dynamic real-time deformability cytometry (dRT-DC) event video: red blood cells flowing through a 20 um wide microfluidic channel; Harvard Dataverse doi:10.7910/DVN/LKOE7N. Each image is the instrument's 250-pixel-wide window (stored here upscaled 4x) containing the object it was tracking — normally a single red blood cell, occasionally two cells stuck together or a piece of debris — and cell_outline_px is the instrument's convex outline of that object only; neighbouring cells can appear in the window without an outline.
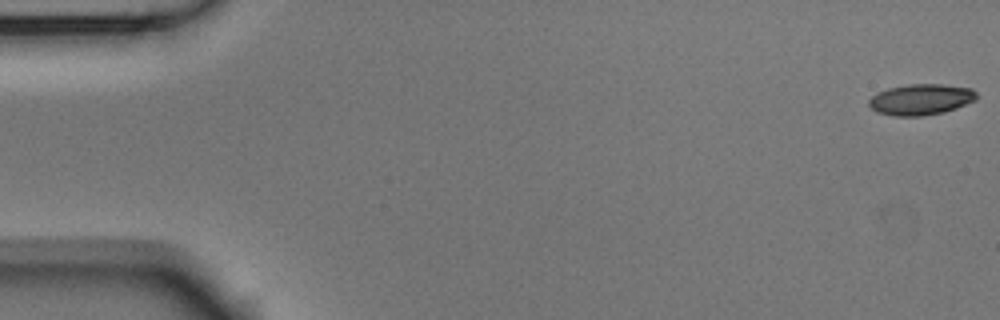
{"species": "Egyptian fruit bat (a non-hibernating species)", "species_latin": "Rousettus aegyptiacus", "temperature_condition": "room temperature", "stored_images_in_passage": 54, "camera_frame_rate_fps": 3000, "um_per_image_px": 0.085, "animal": {"sex": "male"}, "frame": {"image": 1, "passage_image": 1, "time_ms": 0.0, "image_size_px": [1000, 320], "cell_outline_px": [[976, 100], [956, 108], [944, 112], [920, 116], [892, 116], [876, 112], [868, 104], [868, 100], [876, 92], [888, 88], [908, 84], [944, 84], [972, 88], [976, 92]], "centroid_in_image_um": [78.25, 8.45], "position_along_channel_um": 6.7, "area_um2": 19.59}}
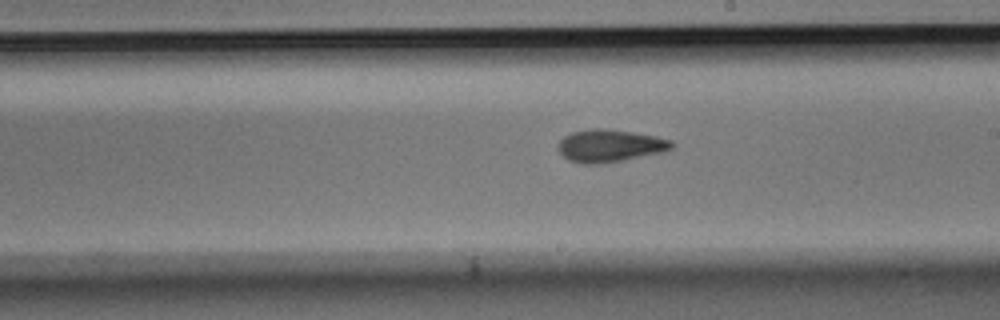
{"frame": {"image": 2, "passage_image": 31, "time_ms": 10.0, "image_size_px": [1000, 320], "cell_outline_px": [[676, 144], [672, 148], [664, 152], [624, 160], [600, 164], [584, 164], [568, 160], [556, 148], [556, 144], [564, 136], [572, 132], [592, 128], [604, 128], [632, 132], [656, 136], [672, 140]], "centroid_in_image_um": [51.84, 12.39], "position_along_channel_um": 237.2, "area_um2": 21.79}}
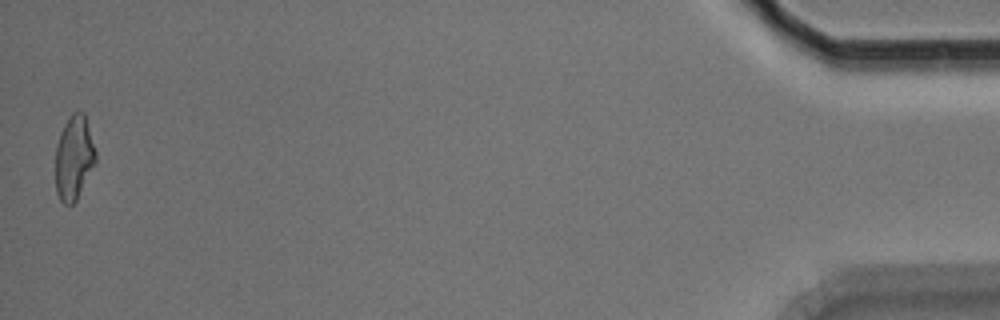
{"frame": {"image": 3, "passage_image": 54, "time_ms": 17.667, "image_size_px": [1000, 320], "cell_outline_px": [[96, 160], [76, 200], [72, 204], [64, 204], [60, 200], [56, 192], [56, 144], [60, 132], [64, 124], [72, 112], [84, 112], [96, 152]], "centroid_in_image_um": [6.27, 13.39], "position_along_channel_um": 428.9, "area_um2": 19.48}, "authors_computed_cell_mechanics": {"area_um2": 20.1433, "velocity_mm_per_s": 3.7233, "shape_relaxation_time_tau1_ms": 8.1462, "shape_relaxation_time_tau2_ms": 3.601, "deformation_change_tau1": 0.2013, "deformation_change_tau2": 0.1169}}